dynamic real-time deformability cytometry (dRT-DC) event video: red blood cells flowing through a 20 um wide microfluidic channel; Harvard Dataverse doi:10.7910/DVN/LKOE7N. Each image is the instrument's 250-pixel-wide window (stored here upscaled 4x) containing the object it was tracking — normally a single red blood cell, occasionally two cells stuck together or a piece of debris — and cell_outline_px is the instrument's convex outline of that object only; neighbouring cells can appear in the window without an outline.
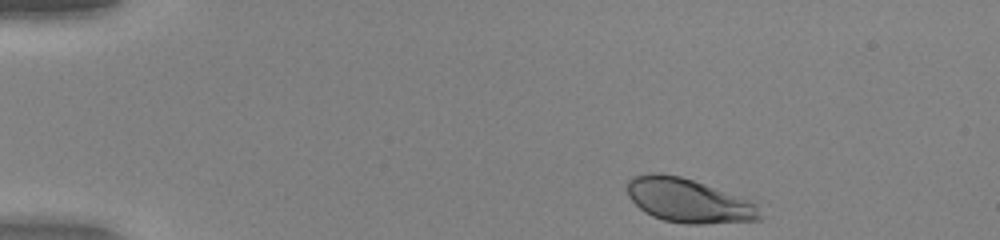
{"species": "human", "species_latin": "Homo sapiens", "temperature_condition": "warm", "stored_images_in_passage": 44, "camera_frame_rate_fps": 3000, "um_per_image_px": 0.085, "donor": {"sex": "female"}, "frame": {"image": 1, "passage_image": 1, "time_ms": 0.0, "image_size_px": [1000, 240], "cell_outline_px": [[760, 220], [704, 224], [684, 224], [664, 220], [652, 216], [644, 212], [628, 196], [628, 180], [632, 176], [648, 172], [660, 172], [680, 176], [704, 184], [748, 200], [756, 204], [760, 216]], "centroid_in_image_um": [58.46, 17.04], "position_along_channel_um": 26.5, "area_um2": 33.81}}
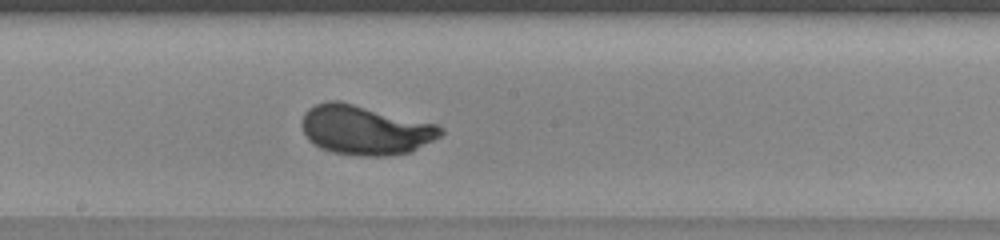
{"frame": {"image": 2, "passage_image": 22, "time_ms": 7.0, "image_size_px": [1000, 240], "cell_outline_px": [[444, 132], [440, 136], [412, 152], [388, 156], [360, 156], [332, 152], [320, 148], [308, 140], [300, 124], [300, 120], [304, 112], [308, 108], [316, 104], [328, 100], [340, 100], [436, 124], [444, 128]], "centroid_in_image_um": [31.01, 11.05], "position_along_channel_um": 217.2, "area_um2": 40.4}}
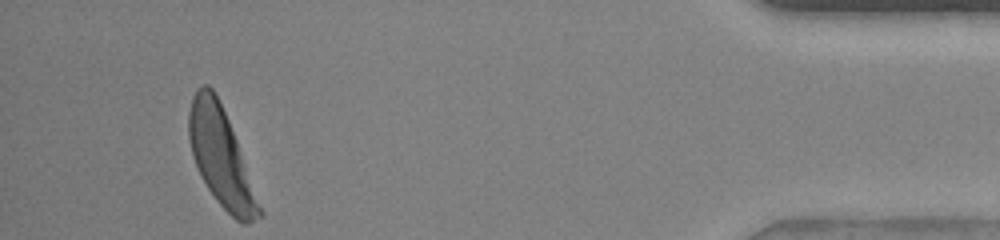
{"frame": {"image": 3, "passage_image": 41, "time_ms": 13.333, "image_size_px": [1000, 240], "cell_outline_px": [[264, 216], [248, 224], [240, 224], [216, 200], [200, 176], [192, 156], [188, 136], [188, 112], [192, 96], [196, 88], [200, 84], [208, 84], [212, 88], [228, 120], [236, 140], [264, 212]], "centroid_in_image_um": [18.77, 13.38], "position_along_channel_um": 416.4, "area_um2": 40.06}, "authors_computed_cell_mechanics": {"area_um2": 38.2347, "velocity_mm_per_s": 4.0659, "shape_relaxation_time_tau1_ms": 2.4242, "shape_relaxation_time_tau2_ms": null, "deformation_change_tau1": 0.1885, "deformation_change_tau2": null}}